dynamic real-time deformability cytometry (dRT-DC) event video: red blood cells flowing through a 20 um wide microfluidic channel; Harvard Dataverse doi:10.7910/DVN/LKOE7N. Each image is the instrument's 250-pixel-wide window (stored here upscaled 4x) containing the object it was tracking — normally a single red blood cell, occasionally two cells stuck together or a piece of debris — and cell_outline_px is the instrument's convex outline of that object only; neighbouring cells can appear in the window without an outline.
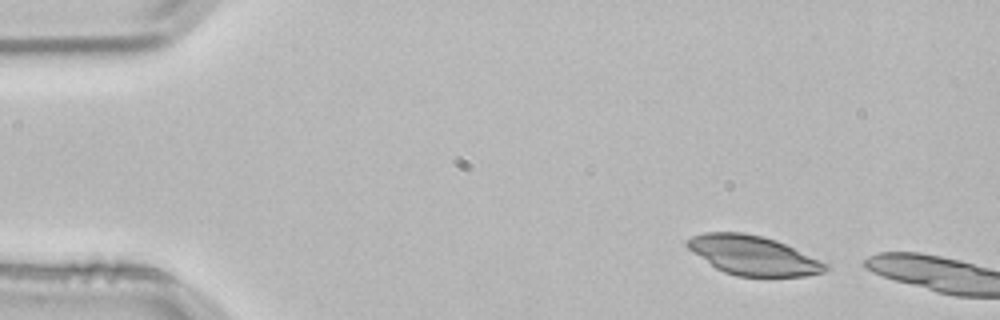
{"species": "common noctule bat (a hibernating species)", "species_latin": "Nyctalus noctula", "temperature_condition": "room temperature", "stored_images_in_passage": 6, "camera_frame_rate_fps": 3000, "um_per_image_px": 0.085, "animal": {"sex": "male", "body_mass_g": 21.5, "forearm_length_mm": 52.0}, "frame": {"image": 1, "passage_image": 1, "time_ms": 0.0, "image_size_px": [1000, 320], "cell_outline_px": [[832, 268], [824, 272], [804, 276], [736, 276], [724, 272], [716, 268], [688, 248], [684, 244], [684, 240], [692, 236], [704, 232], [744, 232], [764, 236], [776, 240], [828, 264]], "centroid_in_image_um": [64.0, 21.7], "position_along_channel_um": 21.0, "area_um2": 31.56}}
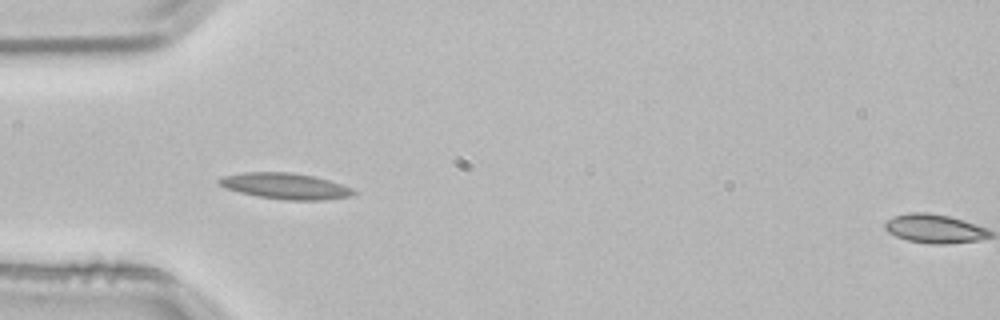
{"frame": {"image": 2, "passage_image": 5, "time_ms": 1.333, "image_size_px": [1000, 320], "cell_outline_px": [[356, 192], [348, 196], [320, 200], [284, 200], [256, 196], [224, 188], [216, 180], [220, 176], [244, 172], [292, 172], [312, 176], [328, 180], [352, 188]], "centroid_in_image_um": [24.17, 15.81], "position_along_channel_um": 60.8, "area_um2": 20.29}}